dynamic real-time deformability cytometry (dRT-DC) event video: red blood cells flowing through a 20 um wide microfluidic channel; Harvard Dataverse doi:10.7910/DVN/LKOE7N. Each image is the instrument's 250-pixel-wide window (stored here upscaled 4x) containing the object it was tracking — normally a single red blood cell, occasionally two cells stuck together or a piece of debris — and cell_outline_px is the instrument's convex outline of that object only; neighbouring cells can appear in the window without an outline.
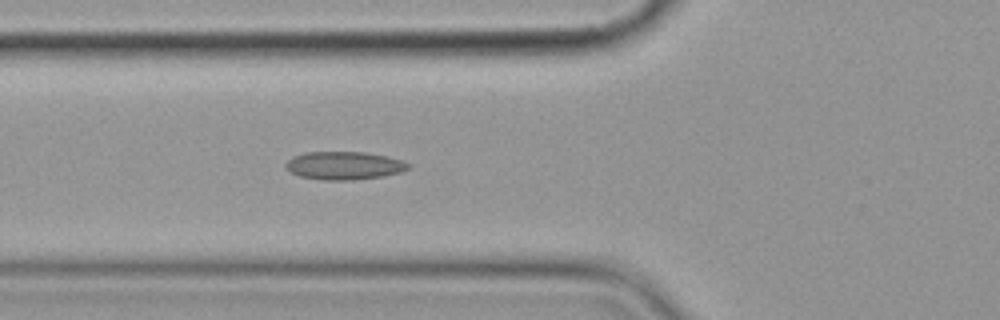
{"species": "common noctule bat (a hibernating species)", "species_latin": "Nyctalus noctula", "temperature_condition": "cold", "stored_images_in_passage": 6, "camera_frame_rate_fps": 3000, "um_per_image_px": 0.085, "animal": {"sex": "female", "body_mass_g": 19.9}, "frame": {"image": 1, "passage_image": 6, "time_ms": 5.667, "image_size_px": [1000, 320], "cell_outline_px": [[412, 168], [400, 172], [384, 176], [352, 180], [320, 180], [300, 176], [284, 168], [284, 164], [292, 156], [304, 152], [364, 152], [384, 156], [400, 160], [412, 164]], "centroid_in_image_um": [29.24, 14.08], "position_along_channel_um": 96.6, "area_um2": 20.17}}